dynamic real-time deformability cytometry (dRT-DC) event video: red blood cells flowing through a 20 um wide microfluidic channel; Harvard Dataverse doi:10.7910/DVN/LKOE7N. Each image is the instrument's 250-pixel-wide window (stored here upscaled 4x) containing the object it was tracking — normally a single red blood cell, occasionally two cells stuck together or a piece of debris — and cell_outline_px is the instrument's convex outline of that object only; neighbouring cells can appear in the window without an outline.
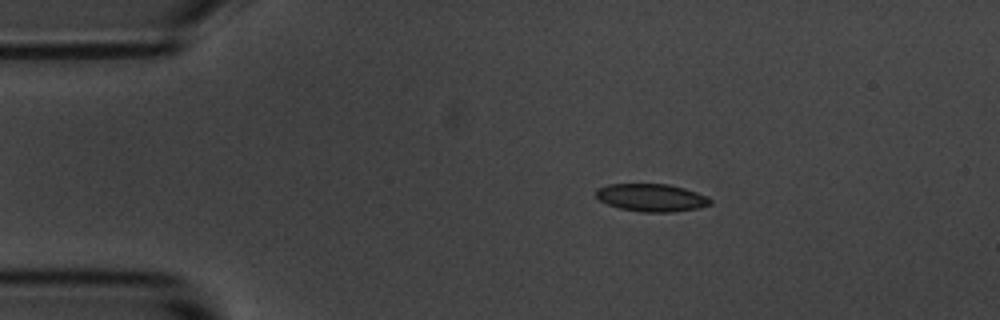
{"species": "common noctule bat (a hibernating species)", "species_latin": "Nyctalus noctula", "temperature_condition": "room temperature", "stored_images_in_passage": 9, "camera_frame_rate_fps": 3000, "um_per_image_px": 0.085, "animal": {"sex": "male", "body_mass_g": 20.1, "forearm_length_mm": 53.5}, "frame": {"image": 1, "passage_image": 1, "time_ms": 0.0, "image_size_px": [1000, 320], "cell_outline_px": [[712, 204], [700, 208], [672, 212], [640, 212], [620, 208], [608, 204], [600, 200], [596, 196], [596, 188], [608, 184], [668, 184], [684, 188], [708, 196], [712, 200]], "centroid_in_image_um": [55.4, 16.8], "position_along_channel_um": 29.6, "area_um2": 18.55}}
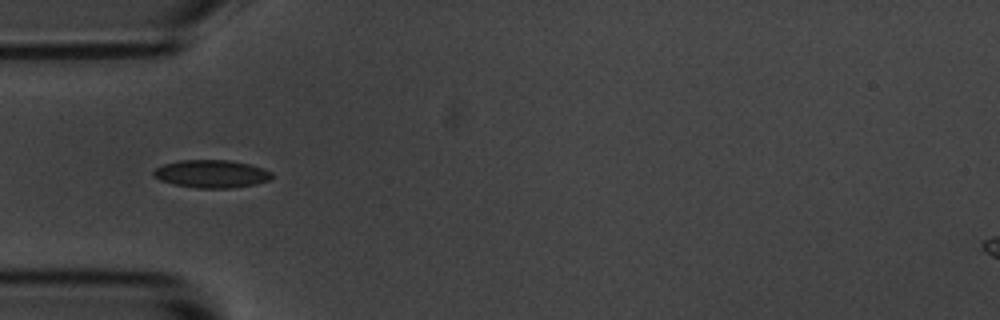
{"frame": {"image": 2, "passage_image": 3, "time_ms": 0.667, "image_size_px": [1000, 320], "cell_outline_px": [[272, 176], [268, 180], [256, 184], [232, 188], [196, 188], [172, 184], [160, 180], [152, 176], [152, 172], [156, 168], [164, 164], [180, 160], [228, 160], [248, 164], [272, 172]], "centroid_in_image_um": [17.93, 14.78], "position_along_channel_um": 67.1, "area_um2": 19.13}}
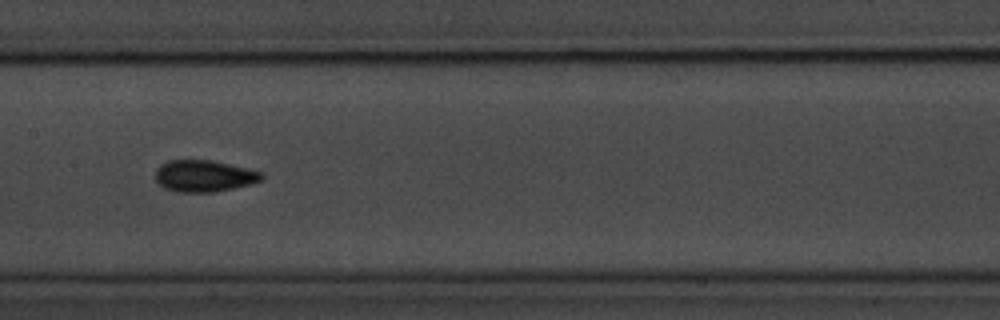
{"frame": {"image": 3, "passage_image": 6, "time_ms": 1.667, "image_size_px": [1000, 320], "cell_outline_px": [[264, 176], [260, 180], [252, 184], [212, 192], [176, 192], [164, 188], [156, 180], [156, 168], [160, 164], [168, 160], [212, 160], [248, 168], [264, 172]], "centroid_in_image_um": [17.35, 14.95], "position_along_channel_um": 190.1, "area_um2": 19.71}}